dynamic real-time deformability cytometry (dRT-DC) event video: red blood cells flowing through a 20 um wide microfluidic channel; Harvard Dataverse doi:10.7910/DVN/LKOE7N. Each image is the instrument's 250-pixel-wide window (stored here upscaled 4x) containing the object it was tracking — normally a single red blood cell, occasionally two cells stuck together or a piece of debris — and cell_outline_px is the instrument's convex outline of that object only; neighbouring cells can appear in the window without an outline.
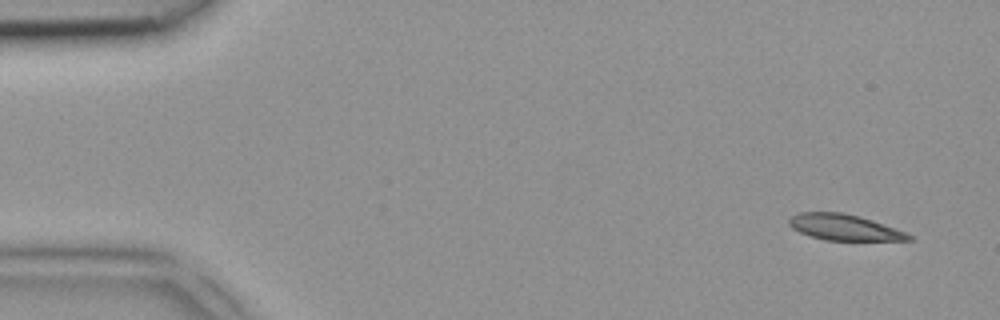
{"species": "common noctule bat (a hibernating species)", "species_latin": "Nyctalus noctula", "temperature_condition": "room temperature", "stored_images_in_passage": 6, "camera_frame_rate_fps": 3000, "um_per_image_px": 0.085, "animal": {"sex": "female", "body_mass_g": 18.4}, "frame": {"image": 1, "passage_image": 1, "time_ms": 0.0, "image_size_px": [1000, 320], "cell_outline_px": [[912, 240], [824, 240], [800, 232], [792, 228], [788, 224], [788, 220], [792, 216], [800, 212], [840, 212], [872, 220], [904, 232], [912, 236]], "centroid_in_image_um": [71.71, 19.32], "position_along_channel_um": 13.3, "area_um2": 17.69}}
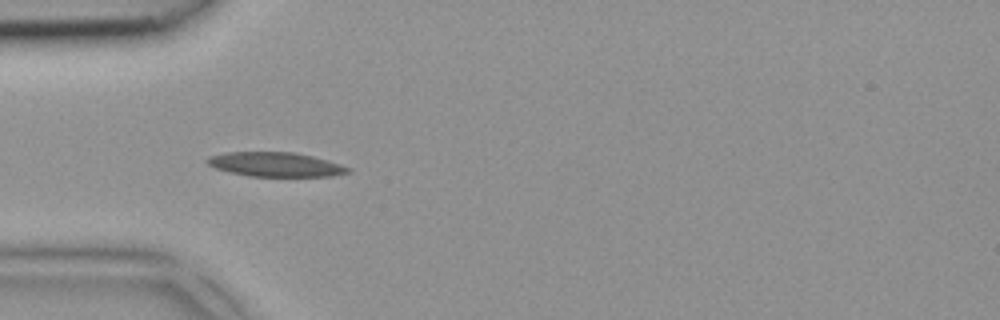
{"frame": {"image": 2, "passage_image": 4, "time_ms": 1.0, "image_size_px": [1000, 320], "cell_outline_px": [[352, 172], [332, 176], [248, 176], [216, 168], [208, 164], [204, 160], [208, 156], [228, 152], [296, 152], [312, 156], [340, 164], [352, 168]], "centroid_in_image_um": [23.44, 13.97], "position_along_channel_um": 61.6, "area_um2": 19.94}}